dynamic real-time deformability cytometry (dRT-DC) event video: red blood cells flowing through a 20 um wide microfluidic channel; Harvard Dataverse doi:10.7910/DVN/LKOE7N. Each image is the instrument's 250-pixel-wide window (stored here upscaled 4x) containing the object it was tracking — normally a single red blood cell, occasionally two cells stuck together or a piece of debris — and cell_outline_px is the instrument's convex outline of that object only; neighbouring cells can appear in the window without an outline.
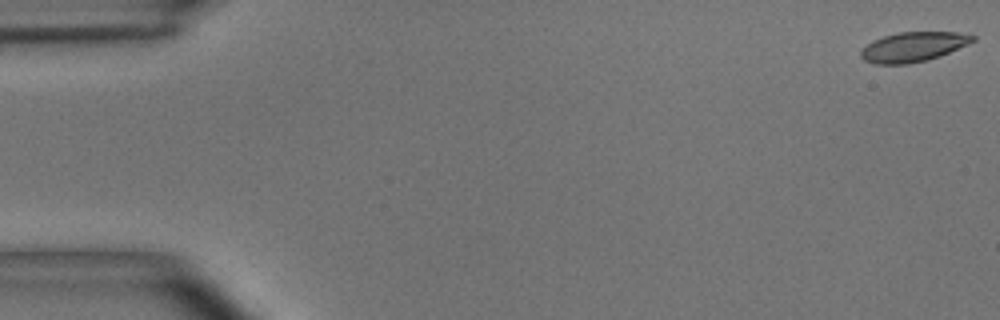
{"species": "common noctule bat (a hibernating species)", "species_latin": "Nyctalus noctula", "temperature_condition": "room temperature", "stored_images_in_passage": 55, "camera_frame_rate_fps": 3000, "um_per_image_px": 0.085, "animal": {"sex": "male", "body_mass_g": 15.6}, "frame": {"image": 1, "passage_image": 1, "time_ms": 0.0, "image_size_px": [1000, 320], "cell_outline_px": [[976, 40], [968, 44], [940, 56], [928, 60], [908, 64], [876, 64], [864, 60], [860, 56], [860, 52], [872, 40], [896, 32], [956, 32], [976, 36]], "centroid_in_image_um": [77.63, 3.98], "position_along_channel_um": 7.4, "area_um2": 19.36}}
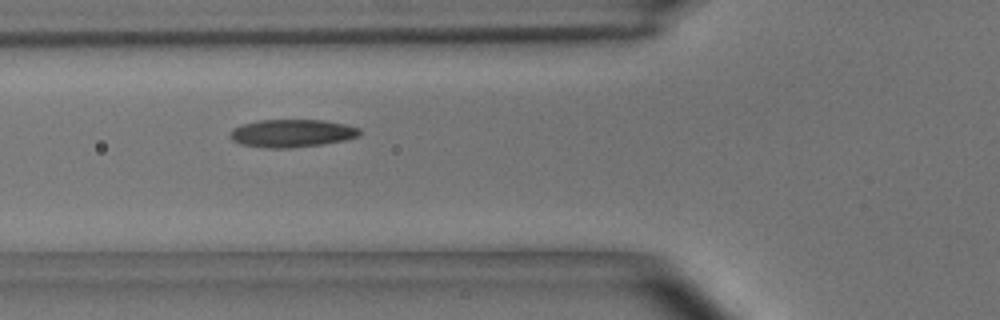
{"frame": {"image": 2, "passage_image": 20, "time_ms": 6.333, "image_size_px": [1000, 320], "cell_outline_px": [[360, 136], [344, 140], [320, 144], [292, 148], [268, 148], [240, 144], [232, 140], [228, 136], [228, 132], [232, 128], [240, 124], [260, 120], [324, 120], [344, 124], [360, 128]], "centroid_in_image_um": [24.75, 11.32], "position_along_channel_um": 101.0, "area_um2": 21.15}}
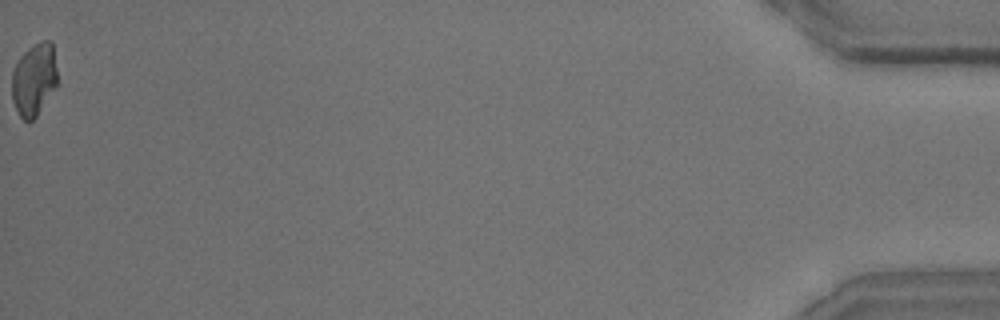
{"frame": {"image": 3, "passage_image": 55, "time_ms": 18.0, "image_size_px": [1000, 320], "cell_outline_px": [[56, 88], [36, 116], [32, 120], [24, 120], [20, 116], [12, 100], [12, 72], [20, 56], [28, 48], [40, 40], [52, 40], [56, 68]], "centroid_in_image_um": [2.89, 6.73], "position_along_channel_um": 432.3, "area_um2": 19.19}, "authors_computed_cell_mechanics": {"area_um2": 20.1722, "velocity_mm_per_s": 3.661, "shape_relaxation_time_tau1_ms": 5.3132, "shape_relaxation_time_tau2_ms": 2.3643, "deformation_change_tau1": 0.1501, "deformation_change_tau2": 0.0915}}